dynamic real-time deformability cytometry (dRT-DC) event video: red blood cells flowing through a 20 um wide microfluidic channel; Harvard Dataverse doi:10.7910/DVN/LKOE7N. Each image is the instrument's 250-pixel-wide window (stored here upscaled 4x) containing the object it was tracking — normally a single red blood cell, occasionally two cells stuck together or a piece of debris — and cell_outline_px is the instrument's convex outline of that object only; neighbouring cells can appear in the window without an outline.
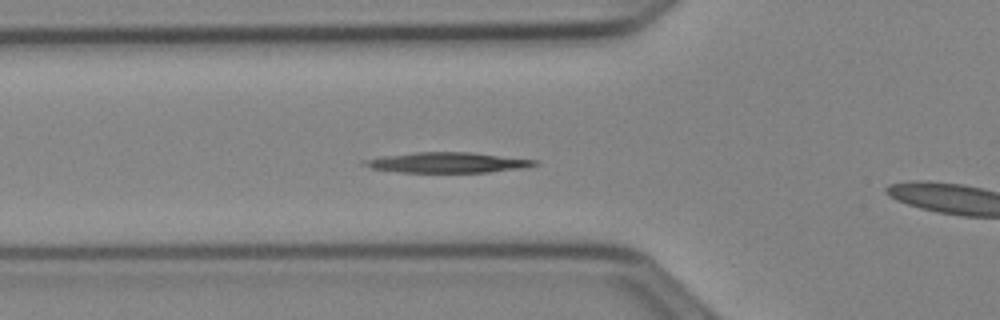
{"species": "Egyptian fruit bat (a non-hibernating species)", "species_latin": "Rousettus aegyptiacus", "temperature_condition": "cold", "stored_images_in_passage": 18, "camera_frame_rate_fps": 3000, "um_per_image_px": 0.085, "animal": {"sex": "female"}, "frame": {"image": 1, "passage_image": 2, "time_ms": 0.333, "image_size_px": [1000, 320], "cell_outline_px": [[540, 164], [524, 168], [488, 172], [400, 172], [372, 168], [360, 164], [360, 160], [384, 156], [416, 152], [468, 152], [540, 160]], "centroid_in_image_um": [38.05, 13.81], "position_along_channel_um": 87.7, "area_um2": 20.29}}
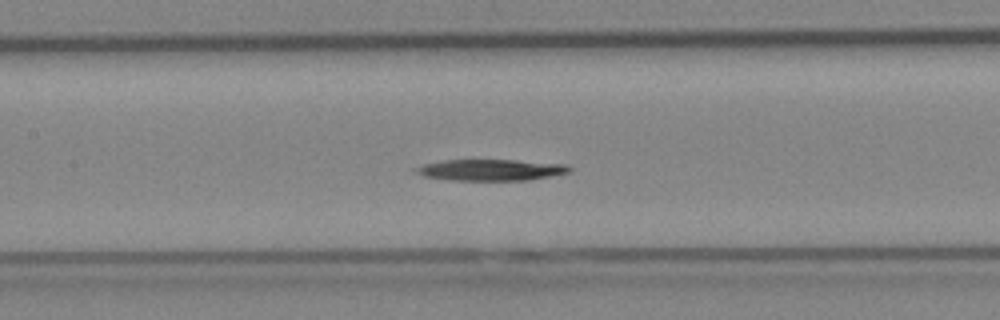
{"frame": {"image": 2, "passage_image": 8, "time_ms": 2.333, "image_size_px": [1000, 320], "cell_outline_px": [[572, 172], [528, 180], [452, 180], [424, 176], [416, 172], [412, 168], [424, 164], [444, 160], [516, 160], [568, 164], [572, 168]], "centroid_in_image_um": [41.76, 14.44], "position_along_channel_um": 165.6, "area_um2": 19.07}}
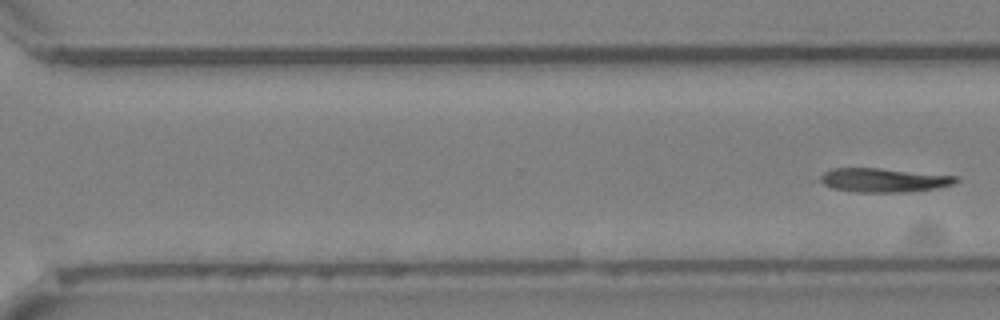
{"frame": {"image": 3, "passage_image": 18, "time_ms": 5.667, "image_size_px": [1000, 320], "cell_outline_px": [[960, 180], [956, 184], [936, 188], [900, 192], [856, 192], [832, 188], [824, 184], [820, 180], [820, 176], [824, 172], [832, 168], [880, 168], [960, 176]], "centroid_in_image_um": [75.16, 15.3], "position_along_channel_um": 295.4, "area_um2": 19.02}}